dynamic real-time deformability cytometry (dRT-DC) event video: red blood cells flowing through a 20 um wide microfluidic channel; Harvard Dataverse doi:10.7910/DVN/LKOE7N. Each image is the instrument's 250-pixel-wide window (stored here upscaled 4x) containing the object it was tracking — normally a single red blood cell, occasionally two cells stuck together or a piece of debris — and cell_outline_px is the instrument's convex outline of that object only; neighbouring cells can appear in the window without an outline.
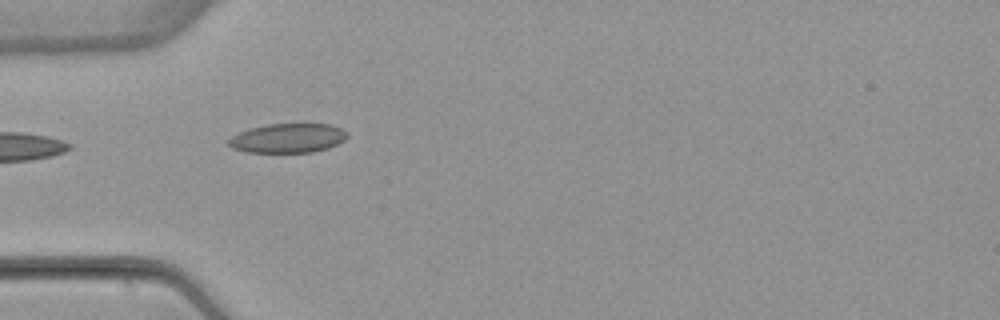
{"species": "common noctule bat (a hibernating species)", "species_latin": "Nyctalus noctula", "temperature_condition": "warm", "stored_images_in_passage": 4, "camera_frame_rate_fps": 3000, "um_per_image_px": 0.085, "animal": {"sex": "female", "body_mass_g": 22.7, "forearm_length_mm": 54.2}, "frame": {"image": 1, "passage_image": 1, "time_ms": 0.0, "image_size_px": [1000, 320], "cell_outline_px": [[348, 136], [344, 140], [328, 148], [312, 152], [248, 152], [232, 148], [228, 144], [228, 140], [232, 136], [240, 132], [252, 128], [268, 124], [332, 124], [348, 132]], "centroid_in_image_um": [24.49, 11.74], "position_along_channel_um": 60.5, "area_um2": 20.11}}